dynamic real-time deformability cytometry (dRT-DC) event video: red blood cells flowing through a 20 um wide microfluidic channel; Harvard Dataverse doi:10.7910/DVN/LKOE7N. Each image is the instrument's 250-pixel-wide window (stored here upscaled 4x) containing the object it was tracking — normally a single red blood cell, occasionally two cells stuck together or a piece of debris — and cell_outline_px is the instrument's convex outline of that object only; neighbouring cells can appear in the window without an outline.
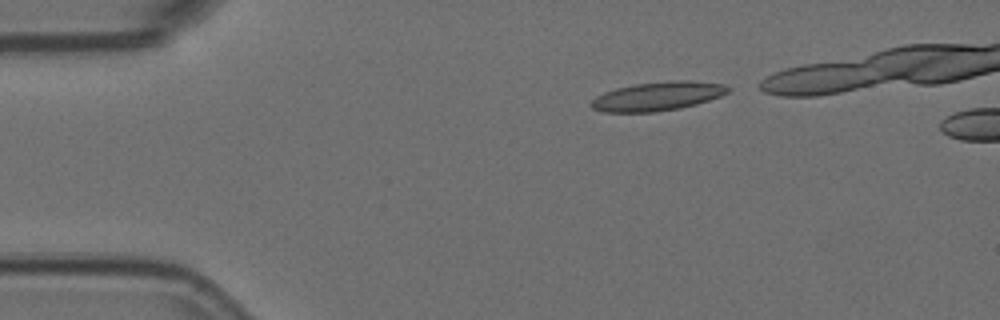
{"species": "Egyptian fruit bat (a non-hibernating species)", "species_latin": "Rousettus aegyptiacus", "temperature_condition": "room temperature", "stored_images_in_passage": 2, "camera_frame_rate_fps": 3000, "um_per_image_px": 0.085, "animal": {"sex": "female"}, "frame": {"image": 1, "passage_image": 1, "time_ms": 0.0, "image_size_px": [1000, 320], "cell_outline_px": [[732, 88], [728, 92], [720, 96], [696, 104], [680, 108], [656, 112], [604, 112], [592, 108], [588, 104], [596, 96], [604, 92], [616, 88], [636, 84], [672, 80], [688, 80], [724, 84]], "centroid_in_image_um": [55.89, 8.18], "position_along_channel_um": 29.1, "area_um2": 23.06}}